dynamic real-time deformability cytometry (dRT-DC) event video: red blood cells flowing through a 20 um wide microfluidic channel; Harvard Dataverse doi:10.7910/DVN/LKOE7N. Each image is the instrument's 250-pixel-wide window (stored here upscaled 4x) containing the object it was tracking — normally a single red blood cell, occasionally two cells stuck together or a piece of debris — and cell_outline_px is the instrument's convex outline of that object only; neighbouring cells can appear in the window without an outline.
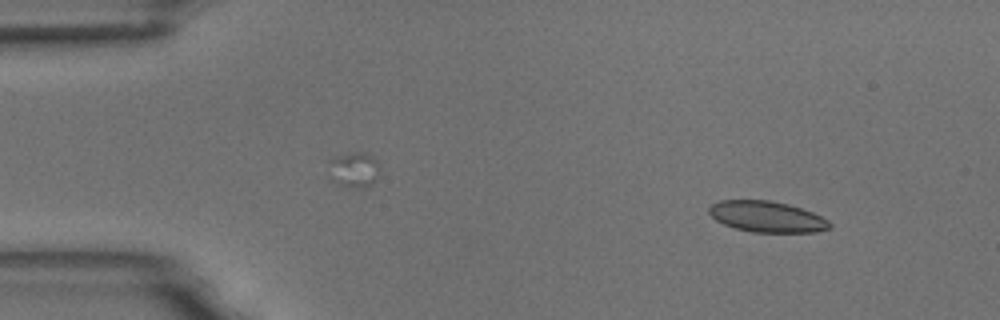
{"species": "common noctule bat (a hibernating species)", "species_latin": "Nyctalus noctula", "temperature_condition": "room temperature", "stored_images_in_passage": 4, "camera_frame_rate_fps": 3000, "um_per_image_px": 0.085, "animal": {"sex": "male", "body_mass_g": 18.8}, "frame": {"image": 1, "passage_image": 1, "time_ms": 0.0, "image_size_px": [1000, 320], "cell_outline_px": [[832, 228], [816, 232], [752, 232], [736, 228], [724, 224], [716, 220], [708, 212], [708, 208], [712, 204], [720, 200], [768, 200], [788, 204], [812, 212], [828, 220], [832, 224]], "centroid_in_image_um": [65.2, 18.42], "position_along_channel_um": 19.8, "area_um2": 21.73}}
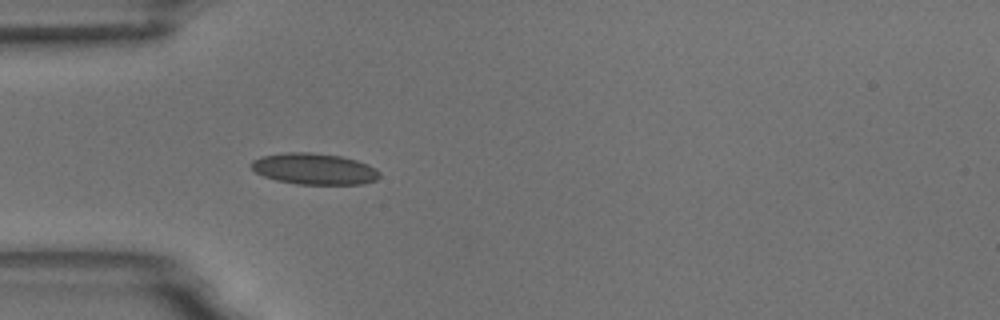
{"frame": {"image": 2, "passage_image": 4, "time_ms": 3.333, "image_size_px": [1000, 320], "cell_outline_px": [[380, 176], [376, 180], [364, 184], [296, 184], [276, 180], [264, 176], [256, 172], [248, 164], [252, 160], [260, 156], [288, 152], [312, 152], [340, 156], [356, 160], [368, 164], [376, 168], [380, 172]], "centroid_in_image_um": [26.7, 14.35], "position_along_channel_um": 58.3, "area_um2": 23.52}}